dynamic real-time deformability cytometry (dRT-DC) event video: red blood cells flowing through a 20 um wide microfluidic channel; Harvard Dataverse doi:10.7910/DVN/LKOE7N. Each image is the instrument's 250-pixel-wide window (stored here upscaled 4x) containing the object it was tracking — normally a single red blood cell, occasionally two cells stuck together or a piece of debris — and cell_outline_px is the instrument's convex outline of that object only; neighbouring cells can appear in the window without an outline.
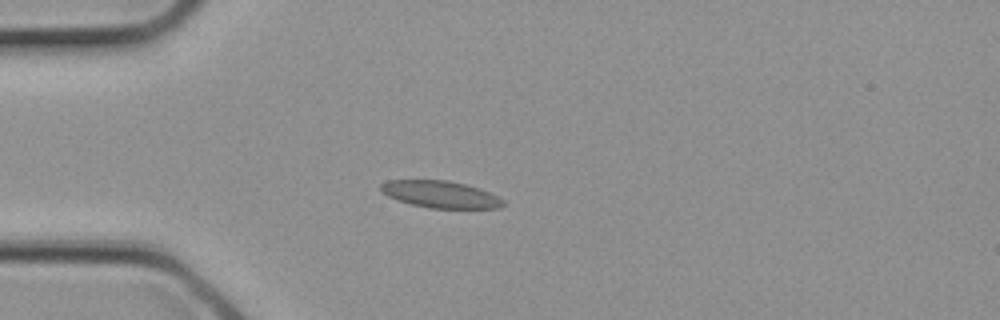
{"species": "common noctule bat (a hibernating species)", "species_latin": "Nyctalus noctula", "temperature_condition": "cold", "stored_images_in_passage": 1, "camera_frame_rate_fps": 3000, "um_per_image_px": 0.085, "animal": {"sex": "female", "body_mass_g": 21.9}, "frame": {"image": 1, "passage_image": 1, "time_ms": 0.0, "image_size_px": [1000, 320], "cell_outline_px": [[504, 204], [500, 208], [428, 208], [412, 204], [388, 196], [380, 192], [380, 184], [388, 180], [448, 180], [480, 188], [504, 200]], "centroid_in_image_um": [37.42, 16.51], "position_along_channel_um": 47.6, "area_um2": 19.13}}